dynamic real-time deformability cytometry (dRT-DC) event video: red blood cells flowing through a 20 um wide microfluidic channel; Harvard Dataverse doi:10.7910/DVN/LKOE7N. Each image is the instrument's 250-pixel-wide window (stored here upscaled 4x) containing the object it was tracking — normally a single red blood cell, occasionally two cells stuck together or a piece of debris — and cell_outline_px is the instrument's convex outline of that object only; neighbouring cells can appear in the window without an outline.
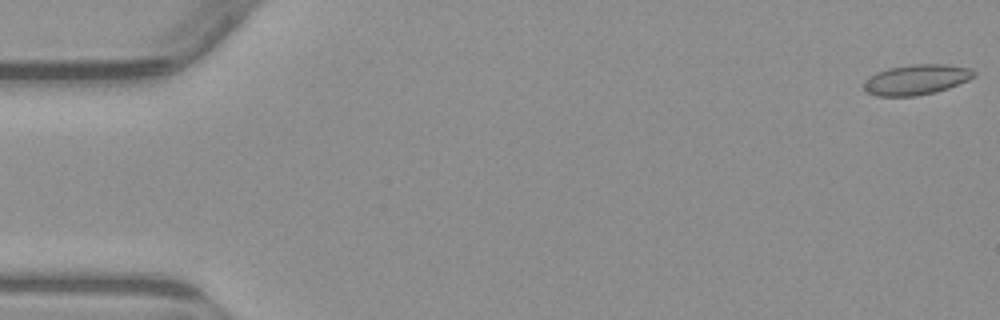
{"species": "common noctule bat (a hibernating species)", "species_latin": "Nyctalus noctula", "temperature_condition": "warm", "stored_images_in_passage": 5, "camera_frame_rate_fps": 3000, "um_per_image_px": 0.085, "animal": {"sex": "male", "body_mass_g": 23.1, "forearm_length_mm": 52.7}, "frame": {"image": 1, "passage_image": 1, "time_ms": 0.0, "image_size_px": [1000, 320], "cell_outline_px": [[976, 76], [968, 80], [948, 88], [936, 92], [916, 96], [876, 96], [864, 92], [864, 80], [868, 76], [876, 72], [888, 68], [912, 64], [948, 64], [972, 68], [976, 72]], "centroid_in_image_um": [77.88, 6.76], "position_along_channel_um": 7.1, "area_um2": 19.77}}
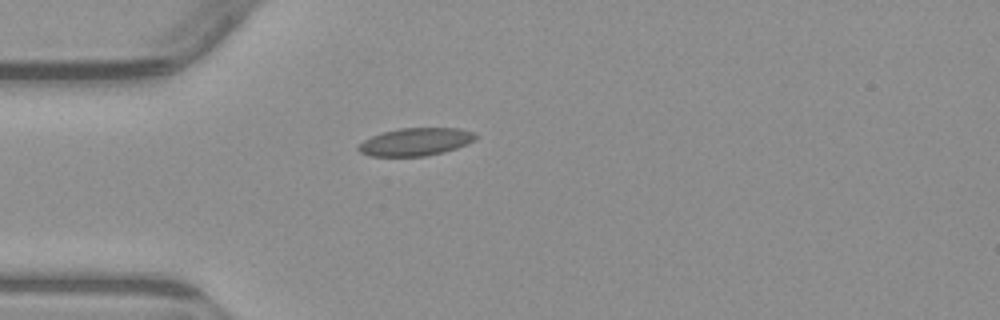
{"frame": {"image": 2, "passage_image": 5, "time_ms": 4.667, "image_size_px": [1000, 320], "cell_outline_px": [[480, 136], [476, 140], [468, 144], [444, 152], [424, 156], [368, 156], [360, 152], [356, 148], [364, 140], [380, 132], [400, 128], [460, 128], [476, 132]], "centroid_in_image_um": [35.37, 12.04], "position_along_channel_um": 49.6, "area_um2": 19.25}}